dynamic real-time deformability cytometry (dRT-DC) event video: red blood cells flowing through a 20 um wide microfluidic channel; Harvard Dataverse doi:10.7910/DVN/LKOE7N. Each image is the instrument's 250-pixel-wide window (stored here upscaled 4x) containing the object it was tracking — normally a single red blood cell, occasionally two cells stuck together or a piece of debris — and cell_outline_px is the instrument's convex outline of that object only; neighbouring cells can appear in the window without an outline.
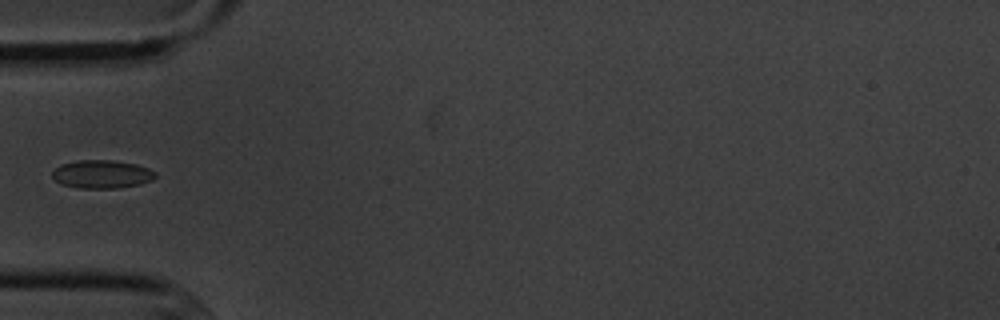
{"species": "common noctule bat (a hibernating species)", "species_latin": "Nyctalus noctula", "temperature_condition": "cold", "stored_images_in_passage": 6, "camera_frame_rate_fps": 3000, "um_per_image_px": 0.085, "animal": {"sex": "male", "body_mass_g": 20.1, "forearm_length_mm": 53.5}, "frame": {"image": 1, "passage_image": 6, "time_ms": 5.667, "image_size_px": [1000, 320], "cell_outline_px": [[156, 176], [152, 180], [140, 184], [120, 188], [76, 188], [60, 184], [52, 176], [52, 172], [60, 164], [76, 160], [112, 160], [136, 164], [148, 168], [156, 172]], "centroid_in_image_um": [8.65, 14.81], "position_along_channel_um": 76.4, "area_um2": 17.11}}